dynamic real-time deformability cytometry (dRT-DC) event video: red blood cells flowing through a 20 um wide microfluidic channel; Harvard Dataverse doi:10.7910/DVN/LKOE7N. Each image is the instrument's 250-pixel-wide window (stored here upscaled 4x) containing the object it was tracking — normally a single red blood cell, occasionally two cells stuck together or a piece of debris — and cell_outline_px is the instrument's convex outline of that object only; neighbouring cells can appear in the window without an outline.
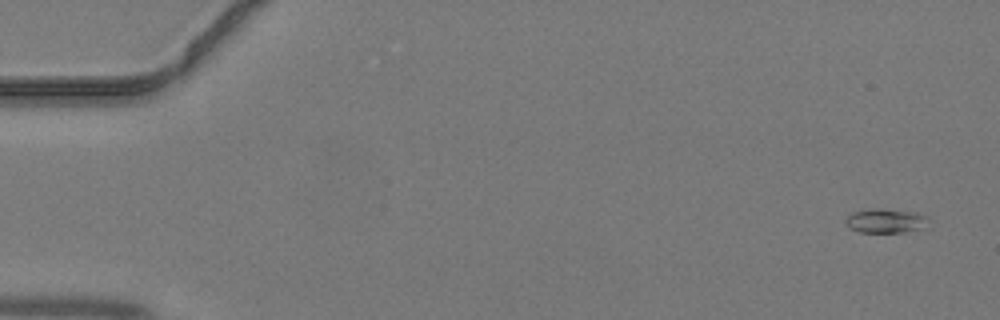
{"species": "common noctule bat (a hibernating species)", "species_latin": "Nyctalus noctula", "temperature_condition": "warm", "stored_images_in_passage": 45, "camera_frame_rate_fps": 3000, "um_per_image_px": 0.085, "animal": {"sex": "male", "body_mass_g": 19.2, "forearm_length_mm": 51.8}, "frame": {"image": 1, "passage_image": 2, "time_ms": 0.333, "image_size_px": [1000, 320], "cell_outline_px": [[932, 220], [920, 228], [904, 232], [860, 232], [848, 228], [844, 220], [852, 212], [876, 208], [884, 208], [916, 212], [928, 216]], "centroid_in_image_um": [75.29, 18.75], "position_along_channel_um": 9.7, "area_um2": 11.85}}
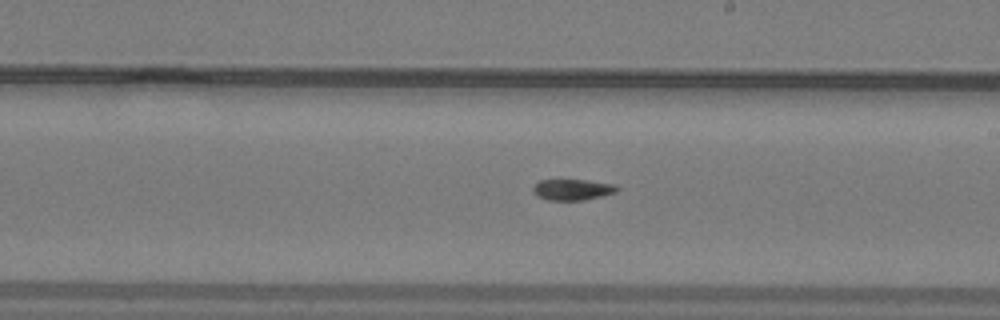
{"frame": {"image": 2, "passage_image": 26, "time_ms": 8.333, "image_size_px": [1000, 320], "cell_outline_px": [[620, 188], [616, 192], [584, 200], [548, 200], [532, 192], [532, 188], [540, 180], [584, 180], [616, 184]], "centroid_in_image_um": [48.69, 16.11], "position_along_channel_um": 240.3, "area_um2": 10.17}}
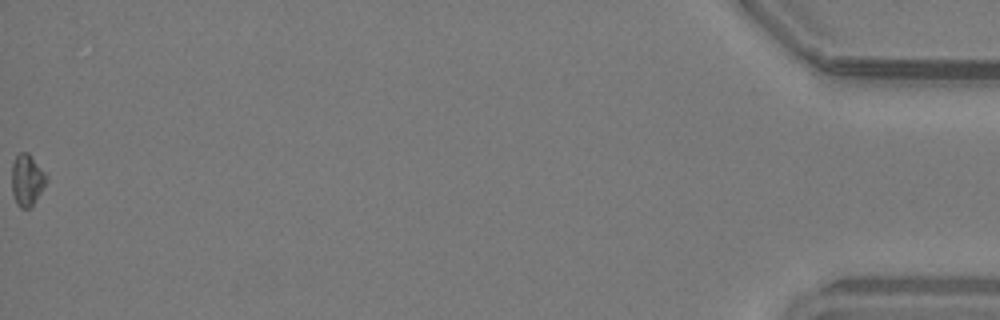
{"frame": {"image": 3, "passage_image": 45, "time_ms": 14.667, "image_size_px": [1000, 320], "cell_outline_px": [[48, 180], [44, 188], [32, 204], [28, 208], [20, 208], [16, 204], [12, 192], [12, 164], [16, 156], [20, 152], [28, 152], [48, 176]], "centroid_in_image_um": [2.3, 15.29], "position_along_channel_um": 432.9, "area_um2": 10.4}}